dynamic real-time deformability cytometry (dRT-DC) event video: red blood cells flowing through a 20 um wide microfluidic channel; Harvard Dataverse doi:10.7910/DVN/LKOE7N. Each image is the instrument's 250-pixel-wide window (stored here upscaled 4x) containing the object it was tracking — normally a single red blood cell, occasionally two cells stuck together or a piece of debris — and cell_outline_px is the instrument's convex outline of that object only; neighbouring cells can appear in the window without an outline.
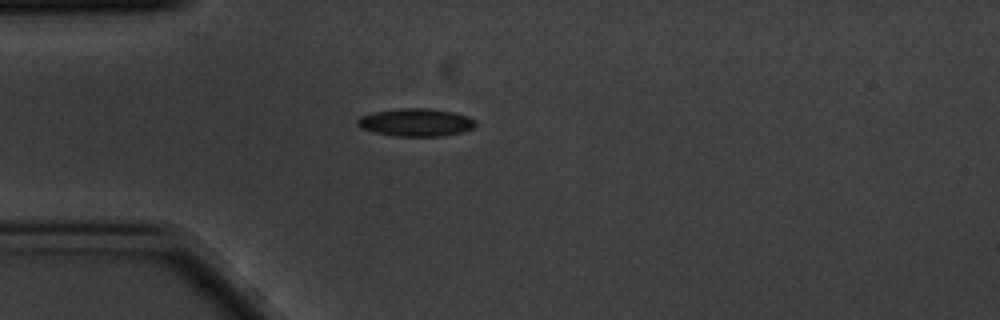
{"species": "common noctule bat (a hibernating species)", "species_latin": "Nyctalus noctula", "temperature_condition": "cold", "stored_images_in_passage": 2, "camera_frame_rate_fps": 3000, "um_per_image_px": 0.085, "animal": {"sex": "male", "body_mass_g": 20.1, "forearm_length_mm": 53.5}, "frame": {"image": 1, "passage_image": 2, "time_ms": 0.333, "image_size_px": [1000, 320], "cell_outline_px": [[476, 124], [472, 128], [460, 132], [444, 136], [392, 136], [360, 128], [356, 124], [356, 120], [360, 116], [372, 112], [400, 108], [428, 108], [452, 112], [468, 116], [476, 120]], "centroid_in_image_um": [35.32, 10.4], "position_along_channel_um": 49.7, "area_um2": 19.19}}